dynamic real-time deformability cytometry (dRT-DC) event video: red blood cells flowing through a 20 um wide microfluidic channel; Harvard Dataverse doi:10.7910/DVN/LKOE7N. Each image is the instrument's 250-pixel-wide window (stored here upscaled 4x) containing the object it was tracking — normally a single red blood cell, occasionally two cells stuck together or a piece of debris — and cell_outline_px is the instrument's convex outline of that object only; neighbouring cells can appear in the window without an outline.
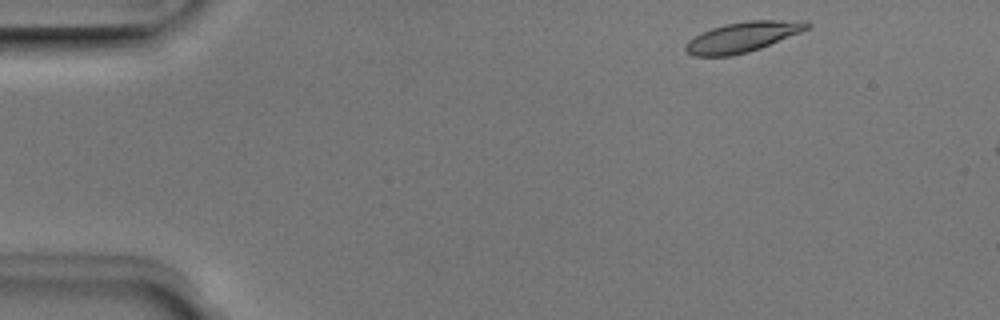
{"species": "Egyptian fruit bat (a non-hibernating species)", "species_latin": "Rousettus aegyptiacus", "temperature_condition": "room temperature", "stored_images_in_passage": 7, "camera_frame_rate_fps": 3000, "um_per_image_px": 0.085, "animal": {"sex": "male"}, "frame": {"image": 1, "passage_image": 2, "time_ms": 0.333, "image_size_px": [1000, 320], "cell_outline_px": [[812, 24], [808, 28], [800, 32], [760, 48], [748, 52], [732, 56], [692, 56], [684, 48], [684, 44], [688, 40], [712, 28], [724, 24], [748, 20], [808, 20]], "centroid_in_image_um": [63.14, 3.14], "position_along_channel_um": 21.9, "area_um2": 21.33}}